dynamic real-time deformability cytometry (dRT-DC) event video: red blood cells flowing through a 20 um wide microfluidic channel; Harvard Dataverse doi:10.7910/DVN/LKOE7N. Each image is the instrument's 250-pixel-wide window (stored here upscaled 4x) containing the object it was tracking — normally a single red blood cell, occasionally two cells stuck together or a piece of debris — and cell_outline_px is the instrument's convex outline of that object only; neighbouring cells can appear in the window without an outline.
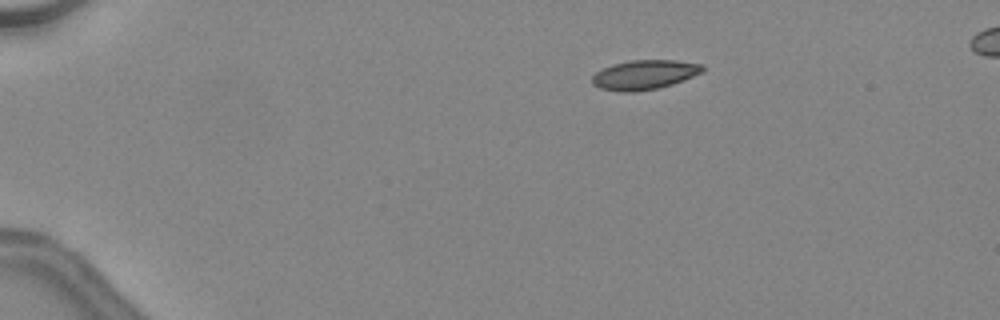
{"species": "common noctule bat (a hibernating species)", "species_latin": "Nyctalus noctula", "temperature_condition": "warm", "stored_images_in_passage": 39, "camera_frame_rate_fps": 3000, "um_per_image_px": 0.085, "animal": {"sex": "female", "body_mass_g": 24.6, "forearm_length_mm": 56.2}, "frame": {"image": 1, "passage_image": 1, "time_ms": 0.0, "image_size_px": [1000, 320], "cell_outline_px": [[704, 72], [684, 80], [672, 84], [656, 88], [636, 92], [624, 92], [600, 88], [592, 84], [592, 76], [596, 72], [612, 64], [628, 60], [676, 60], [704, 64]], "centroid_in_image_um": [54.8, 6.34], "position_along_channel_um": 30.2, "area_um2": 19.07}, "authors_computed_cell_mechanics": {"area_um2": 19.1896, "velocity_mm_per_s": 4.5292, "shape_relaxation_time_tau1_ms": null, "shape_relaxation_time_tau2_ms": 1.0691, "deformation_change_tau1": null, "deformation_change_tau2": 0.0513}}